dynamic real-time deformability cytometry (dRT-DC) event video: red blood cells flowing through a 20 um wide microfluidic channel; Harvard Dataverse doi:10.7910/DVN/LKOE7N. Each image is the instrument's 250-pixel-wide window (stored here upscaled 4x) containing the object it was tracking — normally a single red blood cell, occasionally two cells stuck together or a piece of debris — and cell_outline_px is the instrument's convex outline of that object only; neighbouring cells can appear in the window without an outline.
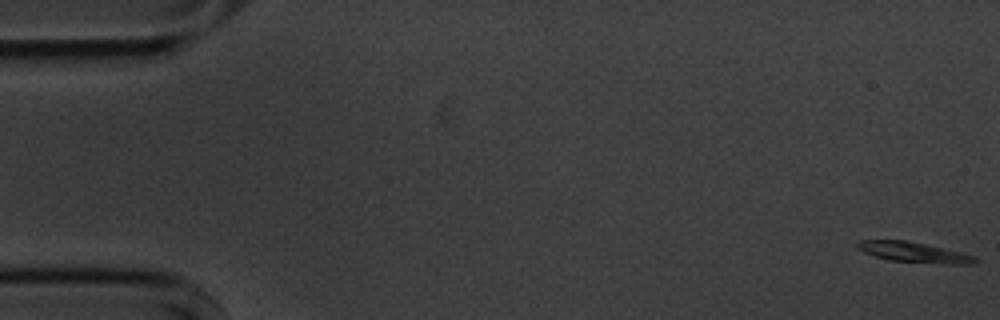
{"species": "common noctule bat (a hibernating species)", "species_latin": "Nyctalus noctula", "temperature_condition": "cold", "stored_images_in_passage": 56, "camera_frame_rate_fps": 3000, "um_per_image_px": 0.085, "animal": {"sex": "male", "body_mass_g": 20.1, "forearm_length_mm": 53.5}, "frame": {"image": 1, "passage_image": 1, "time_ms": 0.0, "image_size_px": [1000, 320], "cell_outline_px": [[980, 260], [968, 264], [948, 264], [888, 260], [864, 252], [856, 248], [856, 244], [860, 240], [904, 240], [924, 244], [960, 252], [976, 256]], "centroid_in_image_um": [77.67, 21.44], "position_along_channel_um": 7.3, "area_um2": 13.7}}
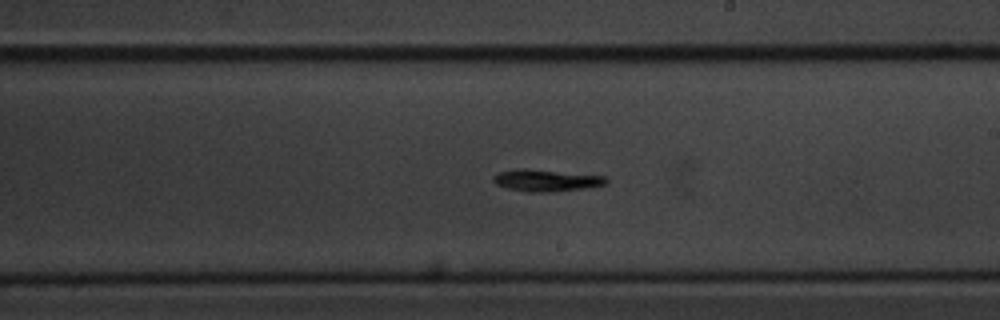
{"frame": {"image": 2, "passage_image": 32, "time_ms": 10.333, "image_size_px": [1000, 320], "cell_outline_px": [[608, 180], [604, 184], [588, 188], [556, 192], [528, 192], [508, 188], [496, 184], [492, 180], [492, 176], [500, 172], [520, 168], [524, 168], [608, 176]], "centroid_in_image_um": [46.45, 15.34], "position_along_channel_um": 242.5, "area_um2": 14.51}}
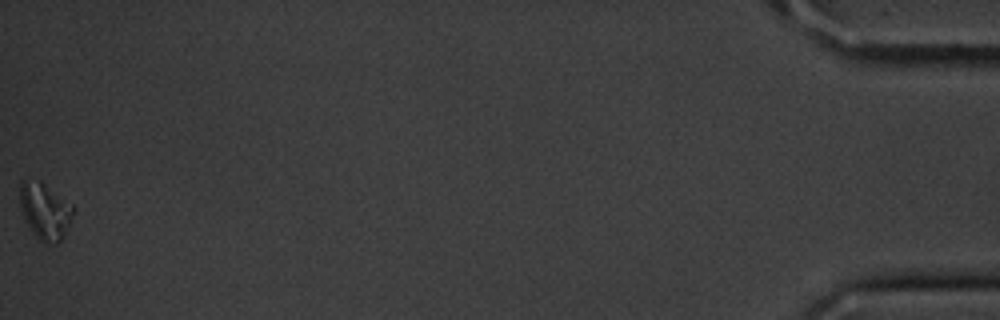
{"frame": {"image": 3, "passage_image": 56, "time_ms": 18.333, "image_size_px": [1000, 320], "cell_outline_px": [[76, 212], [64, 236], [56, 244], [44, 244], [36, 236], [24, 220], [20, 208], [20, 180], [28, 176], [40, 180], [72, 204], [76, 208]], "centroid_in_image_um": [3.83, 17.9], "position_along_channel_um": 431.4, "area_um2": 18.21}}